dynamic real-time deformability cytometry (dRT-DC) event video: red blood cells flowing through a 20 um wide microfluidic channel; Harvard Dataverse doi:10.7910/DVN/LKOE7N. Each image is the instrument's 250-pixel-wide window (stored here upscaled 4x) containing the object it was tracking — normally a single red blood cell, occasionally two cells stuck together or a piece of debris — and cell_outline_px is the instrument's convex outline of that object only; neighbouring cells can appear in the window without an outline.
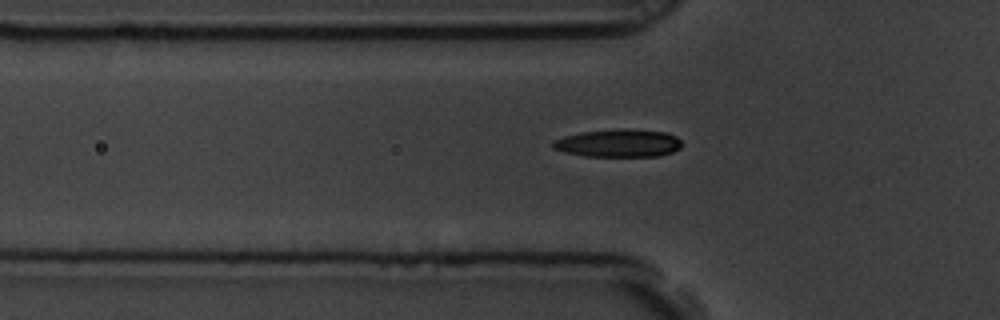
{"species": "common noctule bat (a hibernating species)", "species_latin": "Nyctalus noctula", "temperature_condition": "room temperature", "stored_images_in_passage": 56, "camera_frame_rate_fps": 3000, "um_per_image_px": 0.085, "animal": {"sex": "male", "body_mass_g": 19.5, "forearm_length_mm": 54.6}, "frame": {"image": 1, "passage_image": 19, "time_ms": 6.0, "image_size_px": [1000, 320], "cell_outline_px": [[680, 148], [672, 152], [656, 156], [584, 156], [564, 152], [552, 148], [552, 140], [564, 136], [580, 132], [624, 128], [668, 132], [676, 136], [680, 140]], "centroid_in_image_um": [52.54, 12.16], "position_along_channel_um": 73.3, "area_um2": 21.04}}
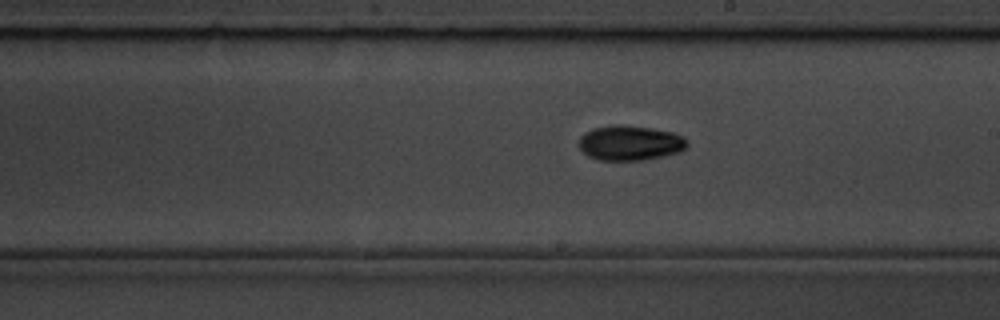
{"frame": {"image": 2, "passage_image": 33, "time_ms": 10.667, "image_size_px": [1000, 320], "cell_outline_px": [[688, 144], [680, 152], [644, 160], [596, 160], [588, 156], [580, 148], [580, 136], [584, 132], [592, 128], [616, 124], [648, 128], [672, 132], [684, 136], [688, 140]], "centroid_in_image_um": [53.55, 12.15], "position_along_channel_um": 235.5, "area_um2": 22.02}}
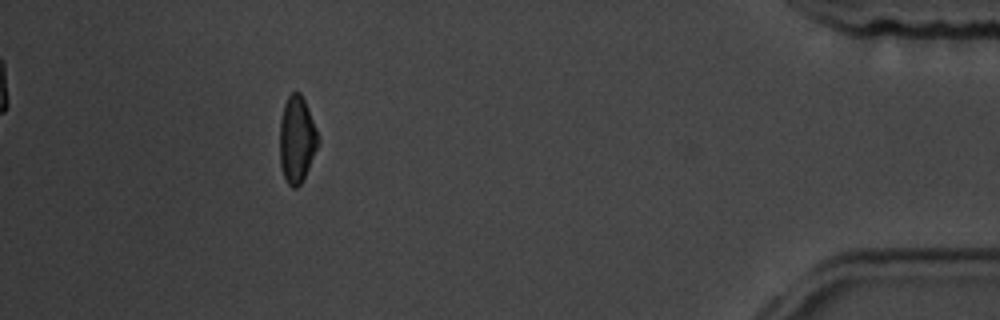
{"frame": {"image": 3, "passage_image": 53, "time_ms": 17.333, "image_size_px": [1000, 320], "cell_outline_px": [[320, 140], [308, 168], [300, 184], [296, 188], [292, 188], [288, 184], [284, 176], [280, 164], [280, 120], [284, 104], [288, 96], [292, 92], [300, 92], [304, 100], [316, 128]], "centroid_in_image_um": [25.22, 11.84], "position_along_channel_um": 410.0, "area_um2": 19.13}, "authors_computed_cell_mechanics": {"area_um2": 20.0277, "velocity_mm_per_s": 3.4714, "shape_relaxation_time_tau1_ms": 3.4374, "shape_relaxation_time_tau2_ms": null, "deformation_change_tau1": 0.1614, "deformation_change_tau2": null}}